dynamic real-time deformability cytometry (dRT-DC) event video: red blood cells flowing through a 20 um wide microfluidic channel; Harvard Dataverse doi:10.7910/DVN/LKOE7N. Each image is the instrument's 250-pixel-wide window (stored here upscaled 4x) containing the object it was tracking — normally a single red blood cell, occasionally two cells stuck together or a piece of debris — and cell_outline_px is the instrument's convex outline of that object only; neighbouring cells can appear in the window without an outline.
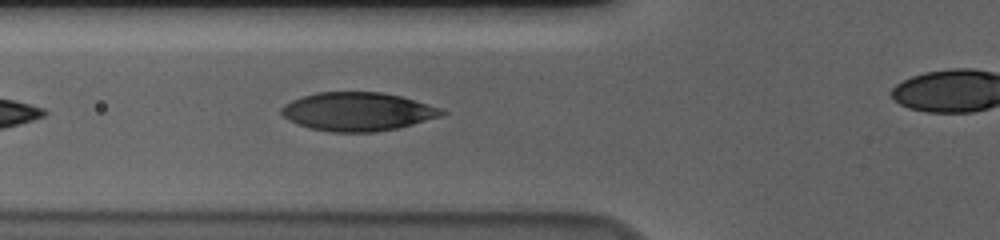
{"species": "human", "species_latin": "Homo sapiens", "temperature_condition": "cold", "stored_images_in_passage": 25, "camera_frame_rate_fps": 3000, "um_per_image_px": 0.085, "donor": {"sex": "male"}, "frame": {"image": 1, "passage_image": 5, "time_ms": 1.333, "image_size_px": [1000, 240], "cell_outline_px": [[448, 112], [444, 116], [396, 128], [376, 132], [332, 132], [308, 128], [296, 124], [288, 120], [280, 112], [280, 108], [284, 104], [300, 96], [316, 92], [380, 92], [400, 96], [428, 104], [440, 108]], "centroid_in_image_um": [30.37, 9.49], "position_along_channel_um": 95.4, "area_um2": 36.18}}
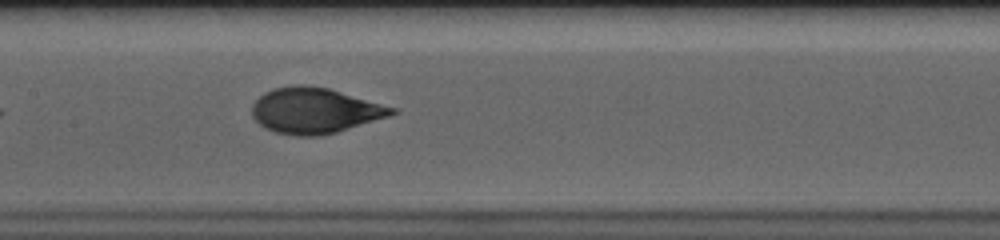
{"frame": {"image": 2, "passage_image": 12, "time_ms": 3.667, "image_size_px": [1000, 240], "cell_outline_px": [[400, 112], [388, 116], [336, 132], [320, 136], [296, 136], [276, 132], [264, 128], [252, 116], [252, 104], [264, 92], [272, 88], [292, 84], [304, 84], [328, 88], [396, 108]], "centroid_in_image_um": [26.72, 9.39], "position_along_channel_um": 180.7, "area_um2": 37.11}}
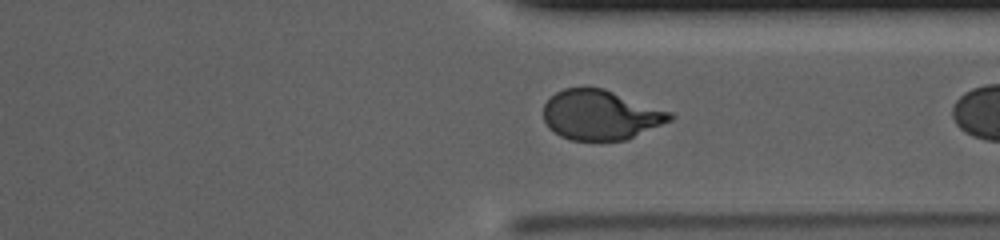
{"frame": {"image": 3, "passage_image": 24, "time_ms": 7.667, "image_size_px": [1000, 240], "cell_outline_px": [[676, 116], [672, 120], [624, 140], [600, 144], [572, 140], [560, 136], [548, 128], [544, 120], [544, 104], [556, 92], [564, 88], [584, 84], [604, 88], [672, 112]], "centroid_in_image_um": [51.02, 9.77], "position_along_channel_um": 360.4, "area_um2": 37.86}}